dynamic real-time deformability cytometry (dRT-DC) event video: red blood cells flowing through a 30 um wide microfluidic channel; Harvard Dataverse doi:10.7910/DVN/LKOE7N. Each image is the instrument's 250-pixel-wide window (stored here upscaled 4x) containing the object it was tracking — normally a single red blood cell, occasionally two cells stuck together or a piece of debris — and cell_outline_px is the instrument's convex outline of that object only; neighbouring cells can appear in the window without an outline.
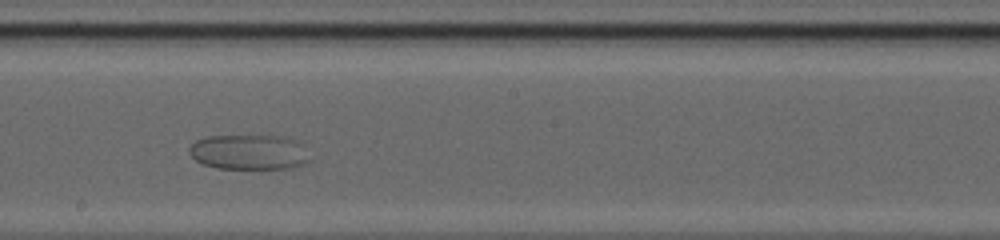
{"species": "common noctule bat (a hibernating species)", "species_latin": "Nyctalus noctula", "temperature_condition": "cold", "stored_images_in_passage": 32, "camera_frame_rate_fps": 3000, "um_per_image_px": 0.085, "animal": {"sex": "female", "body_mass_g": 20.0, "forearm_length_mm": 54.0}, "frame": {"image": 1, "passage_image": 19, "time_ms": 6.0, "image_size_px": [1000, 240], "cell_outline_px": [[312, 160], [288, 168], [216, 168], [204, 164], [196, 160], [188, 152], [188, 148], [196, 140], [208, 136], [268, 132], [304, 144]], "centroid_in_image_um": [21.18, 12.86], "position_along_channel_um": 227.0, "area_um2": 25.55}}